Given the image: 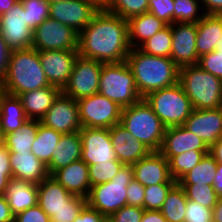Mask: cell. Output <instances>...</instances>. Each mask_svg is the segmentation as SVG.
I'll use <instances>...</instances> for the list:
<instances>
[{
    "instance_id": "cell-32",
    "label": "cell",
    "mask_w": 222,
    "mask_h": 222,
    "mask_svg": "<svg viewBox=\"0 0 222 222\" xmlns=\"http://www.w3.org/2000/svg\"><path fill=\"white\" fill-rule=\"evenodd\" d=\"M61 136L62 133L40 123L35 140L31 146V152L44 164L48 165Z\"/></svg>"
},
{
    "instance_id": "cell-49",
    "label": "cell",
    "mask_w": 222,
    "mask_h": 222,
    "mask_svg": "<svg viewBox=\"0 0 222 222\" xmlns=\"http://www.w3.org/2000/svg\"><path fill=\"white\" fill-rule=\"evenodd\" d=\"M144 192L145 187L133 178L127 187V205L143 208Z\"/></svg>"
},
{
    "instance_id": "cell-62",
    "label": "cell",
    "mask_w": 222,
    "mask_h": 222,
    "mask_svg": "<svg viewBox=\"0 0 222 222\" xmlns=\"http://www.w3.org/2000/svg\"><path fill=\"white\" fill-rule=\"evenodd\" d=\"M215 49H222V32H220L219 47H215Z\"/></svg>"
},
{
    "instance_id": "cell-58",
    "label": "cell",
    "mask_w": 222,
    "mask_h": 222,
    "mask_svg": "<svg viewBox=\"0 0 222 222\" xmlns=\"http://www.w3.org/2000/svg\"><path fill=\"white\" fill-rule=\"evenodd\" d=\"M213 222H222V196L218 197L217 203L213 208Z\"/></svg>"
},
{
    "instance_id": "cell-31",
    "label": "cell",
    "mask_w": 222,
    "mask_h": 222,
    "mask_svg": "<svg viewBox=\"0 0 222 222\" xmlns=\"http://www.w3.org/2000/svg\"><path fill=\"white\" fill-rule=\"evenodd\" d=\"M40 123V120L27 119L20 129L4 135L1 142L9 152H31Z\"/></svg>"
},
{
    "instance_id": "cell-12",
    "label": "cell",
    "mask_w": 222,
    "mask_h": 222,
    "mask_svg": "<svg viewBox=\"0 0 222 222\" xmlns=\"http://www.w3.org/2000/svg\"><path fill=\"white\" fill-rule=\"evenodd\" d=\"M0 33L12 51L32 47L33 30L27 26V17L21 1L0 16Z\"/></svg>"
},
{
    "instance_id": "cell-11",
    "label": "cell",
    "mask_w": 222,
    "mask_h": 222,
    "mask_svg": "<svg viewBox=\"0 0 222 222\" xmlns=\"http://www.w3.org/2000/svg\"><path fill=\"white\" fill-rule=\"evenodd\" d=\"M103 62L77 57L67 85L62 93L78 101L98 93Z\"/></svg>"
},
{
    "instance_id": "cell-23",
    "label": "cell",
    "mask_w": 222,
    "mask_h": 222,
    "mask_svg": "<svg viewBox=\"0 0 222 222\" xmlns=\"http://www.w3.org/2000/svg\"><path fill=\"white\" fill-rule=\"evenodd\" d=\"M68 192L87 198L91 189L88 165L82 160L56 170L51 175Z\"/></svg>"
},
{
    "instance_id": "cell-55",
    "label": "cell",
    "mask_w": 222,
    "mask_h": 222,
    "mask_svg": "<svg viewBox=\"0 0 222 222\" xmlns=\"http://www.w3.org/2000/svg\"><path fill=\"white\" fill-rule=\"evenodd\" d=\"M141 222H167L160 210H144Z\"/></svg>"
},
{
    "instance_id": "cell-17",
    "label": "cell",
    "mask_w": 222,
    "mask_h": 222,
    "mask_svg": "<svg viewBox=\"0 0 222 222\" xmlns=\"http://www.w3.org/2000/svg\"><path fill=\"white\" fill-rule=\"evenodd\" d=\"M170 58L179 67L195 65L199 61L196 50L197 23L171 24Z\"/></svg>"
},
{
    "instance_id": "cell-29",
    "label": "cell",
    "mask_w": 222,
    "mask_h": 222,
    "mask_svg": "<svg viewBox=\"0 0 222 222\" xmlns=\"http://www.w3.org/2000/svg\"><path fill=\"white\" fill-rule=\"evenodd\" d=\"M222 32V15H207L197 23L196 50L198 57L219 47Z\"/></svg>"
},
{
    "instance_id": "cell-36",
    "label": "cell",
    "mask_w": 222,
    "mask_h": 222,
    "mask_svg": "<svg viewBox=\"0 0 222 222\" xmlns=\"http://www.w3.org/2000/svg\"><path fill=\"white\" fill-rule=\"evenodd\" d=\"M172 45L171 25H167L154 36L147 39L138 48L140 51L151 56L170 57Z\"/></svg>"
},
{
    "instance_id": "cell-39",
    "label": "cell",
    "mask_w": 222,
    "mask_h": 222,
    "mask_svg": "<svg viewBox=\"0 0 222 222\" xmlns=\"http://www.w3.org/2000/svg\"><path fill=\"white\" fill-rule=\"evenodd\" d=\"M199 6L198 0H174L173 23H198L205 16Z\"/></svg>"
},
{
    "instance_id": "cell-41",
    "label": "cell",
    "mask_w": 222,
    "mask_h": 222,
    "mask_svg": "<svg viewBox=\"0 0 222 222\" xmlns=\"http://www.w3.org/2000/svg\"><path fill=\"white\" fill-rule=\"evenodd\" d=\"M123 164L120 161H109L89 165V181L92 186L110 181L120 170Z\"/></svg>"
},
{
    "instance_id": "cell-6",
    "label": "cell",
    "mask_w": 222,
    "mask_h": 222,
    "mask_svg": "<svg viewBox=\"0 0 222 222\" xmlns=\"http://www.w3.org/2000/svg\"><path fill=\"white\" fill-rule=\"evenodd\" d=\"M98 93L116 102L122 108L138 103L140 96L134 75L126 61L103 63Z\"/></svg>"
},
{
    "instance_id": "cell-10",
    "label": "cell",
    "mask_w": 222,
    "mask_h": 222,
    "mask_svg": "<svg viewBox=\"0 0 222 222\" xmlns=\"http://www.w3.org/2000/svg\"><path fill=\"white\" fill-rule=\"evenodd\" d=\"M32 48L37 51H78V33L70 26L48 17L33 30Z\"/></svg>"
},
{
    "instance_id": "cell-63",
    "label": "cell",
    "mask_w": 222,
    "mask_h": 222,
    "mask_svg": "<svg viewBox=\"0 0 222 222\" xmlns=\"http://www.w3.org/2000/svg\"><path fill=\"white\" fill-rule=\"evenodd\" d=\"M46 2H48L49 4H52L54 2H59V1H62V0H45Z\"/></svg>"
},
{
    "instance_id": "cell-44",
    "label": "cell",
    "mask_w": 222,
    "mask_h": 222,
    "mask_svg": "<svg viewBox=\"0 0 222 222\" xmlns=\"http://www.w3.org/2000/svg\"><path fill=\"white\" fill-rule=\"evenodd\" d=\"M184 222H213V209L187 199Z\"/></svg>"
},
{
    "instance_id": "cell-8",
    "label": "cell",
    "mask_w": 222,
    "mask_h": 222,
    "mask_svg": "<svg viewBox=\"0 0 222 222\" xmlns=\"http://www.w3.org/2000/svg\"><path fill=\"white\" fill-rule=\"evenodd\" d=\"M133 178L132 165H123L110 181L91 187L87 204L108 218L127 205V187Z\"/></svg>"
},
{
    "instance_id": "cell-40",
    "label": "cell",
    "mask_w": 222,
    "mask_h": 222,
    "mask_svg": "<svg viewBox=\"0 0 222 222\" xmlns=\"http://www.w3.org/2000/svg\"><path fill=\"white\" fill-rule=\"evenodd\" d=\"M27 17V26L34 30L42 24L50 13V4L45 0H20Z\"/></svg>"
},
{
    "instance_id": "cell-7",
    "label": "cell",
    "mask_w": 222,
    "mask_h": 222,
    "mask_svg": "<svg viewBox=\"0 0 222 222\" xmlns=\"http://www.w3.org/2000/svg\"><path fill=\"white\" fill-rule=\"evenodd\" d=\"M143 99L166 128L184 125L193 111L191 101L179 82L154 91Z\"/></svg>"
},
{
    "instance_id": "cell-18",
    "label": "cell",
    "mask_w": 222,
    "mask_h": 222,
    "mask_svg": "<svg viewBox=\"0 0 222 222\" xmlns=\"http://www.w3.org/2000/svg\"><path fill=\"white\" fill-rule=\"evenodd\" d=\"M183 126L210 147L222 137V107L193 109Z\"/></svg>"
},
{
    "instance_id": "cell-22",
    "label": "cell",
    "mask_w": 222,
    "mask_h": 222,
    "mask_svg": "<svg viewBox=\"0 0 222 222\" xmlns=\"http://www.w3.org/2000/svg\"><path fill=\"white\" fill-rule=\"evenodd\" d=\"M10 167L13 178L36 185L50 176L47 165L32 152H10Z\"/></svg>"
},
{
    "instance_id": "cell-60",
    "label": "cell",
    "mask_w": 222,
    "mask_h": 222,
    "mask_svg": "<svg viewBox=\"0 0 222 222\" xmlns=\"http://www.w3.org/2000/svg\"><path fill=\"white\" fill-rule=\"evenodd\" d=\"M93 4L98 10H106L109 6L110 0H85Z\"/></svg>"
},
{
    "instance_id": "cell-46",
    "label": "cell",
    "mask_w": 222,
    "mask_h": 222,
    "mask_svg": "<svg viewBox=\"0 0 222 222\" xmlns=\"http://www.w3.org/2000/svg\"><path fill=\"white\" fill-rule=\"evenodd\" d=\"M148 12L167 25L173 24L174 0H149Z\"/></svg>"
},
{
    "instance_id": "cell-20",
    "label": "cell",
    "mask_w": 222,
    "mask_h": 222,
    "mask_svg": "<svg viewBox=\"0 0 222 222\" xmlns=\"http://www.w3.org/2000/svg\"><path fill=\"white\" fill-rule=\"evenodd\" d=\"M109 131L116 158L123 165H133L151 152L145 144L135 139L120 123L113 125Z\"/></svg>"
},
{
    "instance_id": "cell-27",
    "label": "cell",
    "mask_w": 222,
    "mask_h": 222,
    "mask_svg": "<svg viewBox=\"0 0 222 222\" xmlns=\"http://www.w3.org/2000/svg\"><path fill=\"white\" fill-rule=\"evenodd\" d=\"M82 139L79 132L62 134L56 145L51 161L47 165L50 176L72 162L81 159Z\"/></svg>"
},
{
    "instance_id": "cell-24",
    "label": "cell",
    "mask_w": 222,
    "mask_h": 222,
    "mask_svg": "<svg viewBox=\"0 0 222 222\" xmlns=\"http://www.w3.org/2000/svg\"><path fill=\"white\" fill-rule=\"evenodd\" d=\"M61 93L60 88L49 85L22 93L18 97L27 118L40 120Z\"/></svg>"
},
{
    "instance_id": "cell-38",
    "label": "cell",
    "mask_w": 222,
    "mask_h": 222,
    "mask_svg": "<svg viewBox=\"0 0 222 222\" xmlns=\"http://www.w3.org/2000/svg\"><path fill=\"white\" fill-rule=\"evenodd\" d=\"M149 0H110L107 11L123 19L148 12Z\"/></svg>"
},
{
    "instance_id": "cell-33",
    "label": "cell",
    "mask_w": 222,
    "mask_h": 222,
    "mask_svg": "<svg viewBox=\"0 0 222 222\" xmlns=\"http://www.w3.org/2000/svg\"><path fill=\"white\" fill-rule=\"evenodd\" d=\"M187 197L184 189L177 183L168 193L161 213L167 222H184Z\"/></svg>"
},
{
    "instance_id": "cell-9",
    "label": "cell",
    "mask_w": 222,
    "mask_h": 222,
    "mask_svg": "<svg viewBox=\"0 0 222 222\" xmlns=\"http://www.w3.org/2000/svg\"><path fill=\"white\" fill-rule=\"evenodd\" d=\"M81 127L106 128L120 123L122 107L97 93L77 101Z\"/></svg>"
},
{
    "instance_id": "cell-52",
    "label": "cell",
    "mask_w": 222,
    "mask_h": 222,
    "mask_svg": "<svg viewBox=\"0 0 222 222\" xmlns=\"http://www.w3.org/2000/svg\"><path fill=\"white\" fill-rule=\"evenodd\" d=\"M0 174L6 175L9 179L13 177L10 167V152L2 142H0Z\"/></svg>"
},
{
    "instance_id": "cell-26",
    "label": "cell",
    "mask_w": 222,
    "mask_h": 222,
    "mask_svg": "<svg viewBox=\"0 0 222 222\" xmlns=\"http://www.w3.org/2000/svg\"><path fill=\"white\" fill-rule=\"evenodd\" d=\"M4 196L14 216L38 204L37 185L13 177L9 180Z\"/></svg>"
},
{
    "instance_id": "cell-2",
    "label": "cell",
    "mask_w": 222,
    "mask_h": 222,
    "mask_svg": "<svg viewBox=\"0 0 222 222\" xmlns=\"http://www.w3.org/2000/svg\"><path fill=\"white\" fill-rule=\"evenodd\" d=\"M142 99L148 94L179 82L180 68L170 57L151 56L132 48L126 57Z\"/></svg>"
},
{
    "instance_id": "cell-42",
    "label": "cell",
    "mask_w": 222,
    "mask_h": 222,
    "mask_svg": "<svg viewBox=\"0 0 222 222\" xmlns=\"http://www.w3.org/2000/svg\"><path fill=\"white\" fill-rule=\"evenodd\" d=\"M177 183H162L145 187L143 208L145 210H161L169 191Z\"/></svg>"
},
{
    "instance_id": "cell-4",
    "label": "cell",
    "mask_w": 222,
    "mask_h": 222,
    "mask_svg": "<svg viewBox=\"0 0 222 222\" xmlns=\"http://www.w3.org/2000/svg\"><path fill=\"white\" fill-rule=\"evenodd\" d=\"M179 83L189 97L193 109L222 107L221 79L197 64L180 68Z\"/></svg>"
},
{
    "instance_id": "cell-37",
    "label": "cell",
    "mask_w": 222,
    "mask_h": 222,
    "mask_svg": "<svg viewBox=\"0 0 222 222\" xmlns=\"http://www.w3.org/2000/svg\"><path fill=\"white\" fill-rule=\"evenodd\" d=\"M185 191L187 199L198 202L205 207L213 209L217 203L218 195L213 185L208 184H179Z\"/></svg>"
},
{
    "instance_id": "cell-28",
    "label": "cell",
    "mask_w": 222,
    "mask_h": 222,
    "mask_svg": "<svg viewBox=\"0 0 222 222\" xmlns=\"http://www.w3.org/2000/svg\"><path fill=\"white\" fill-rule=\"evenodd\" d=\"M27 119L19 97L0 90V137L20 129Z\"/></svg>"
},
{
    "instance_id": "cell-56",
    "label": "cell",
    "mask_w": 222,
    "mask_h": 222,
    "mask_svg": "<svg viewBox=\"0 0 222 222\" xmlns=\"http://www.w3.org/2000/svg\"><path fill=\"white\" fill-rule=\"evenodd\" d=\"M209 153L219 164H222V137L209 147Z\"/></svg>"
},
{
    "instance_id": "cell-48",
    "label": "cell",
    "mask_w": 222,
    "mask_h": 222,
    "mask_svg": "<svg viewBox=\"0 0 222 222\" xmlns=\"http://www.w3.org/2000/svg\"><path fill=\"white\" fill-rule=\"evenodd\" d=\"M14 222H50V217L37 204L15 215Z\"/></svg>"
},
{
    "instance_id": "cell-5",
    "label": "cell",
    "mask_w": 222,
    "mask_h": 222,
    "mask_svg": "<svg viewBox=\"0 0 222 222\" xmlns=\"http://www.w3.org/2000/svg\"><path fill=\"white\" fill-rule=\"evenodd\" d=\"M120 124L151 151H160L166 127L144 99L122 108Z\"/></svg>"
},
{
    "instance_id": "cell-35",
    "label": "cell",
    "mask_w": 222,
    "mask_h": 222,
    "mask_svg": "<svg viewBox=\"0 0 222 222\" xmlns=\"http://www.w3.org/2000/svg\"><path fill=\"white\" fill-rule=\"evenodd\" d=\"M209 150H188L168 160L171 177L178 182L186 173L197 165Z\"/></svg>"
},
{
    "instance_id": "cell-19",
    "label": "cell",
    "mask_w": 222,
    "mask_h": 222,
    "mask_svg": "<svg viewBox=\"0 0 222 222\" xmlns=\"http://www.w3.org/2000/svg\"><path fill=\"white\" fill-rule=\"evenodd\" d=\"M132 167L134 178L144 187L162 183H177L170 175L168 160L159 151H151Z\"/></svg>"
},
{
    "instance_id": "cell-34",
    "label": "cell",
    "mask_w": 222,
    "mask_h": 222,
    "mask_svg": "<svg viewBox=\"0 0 222 222\" xmlns=\"http://www.w3.org/2000/svg\"><path fill=\"white\" fill-rule=\"evenodd\" d=\"M217 162L210 153L205 154L201 161L186 173L178 184H208L213 185Z\"/></svg>"
},
{
    "instance_id": "cell-53",
    "label": "cell",
    "mask_w": 222,
    "mask_h": 222,
    "mask_svg": "<svg viewBox=\"0 0 222 222\" xmlns=\"http://www.w3.org/2000/svg\"><path fill=\"white\" fill-rule=\"evenodd\" d=\"M207 15H222V0H199ZM204 4V6H203Z\"/></svg>"
},
{
    "instance_id": "cell-54",
    "label": "cell",
    "mask_w": 222,
    "mask_h": 222,
    "mask_svg": "<svg viewBox=\"0 0 222 222\" xmlns=\"http://www.w3.org/2000/svg\"><path fill=\"white\" fill-rule=\"evenodd\" d=\"M0 222H14V215L4 195L0 196Z\"/></svg>"
},
{
    "instance_id": "cell-21",
    "label": "cell",
    "mask_w": 222,
    "mask_h": 222,
    "mask_svg": "<svg viewBox=\"0 0 222 222\" xmlns=\"http://www.w3.org/2000/svg\"><path fill=\"white\" fill-rule=\"evenodd\" d=\"M188 150H209L207 144L183 125L165 129L160 153L169 160Z\"/></svg>"
},
{
    "instance_id": "cell-25",
    "label": "cell",
    "mask_w": 222,
    "mask_h": 222,
    "mask_svg": "<svg viewBox=\"0 0 222 222\" xmlns=\"http://www.w3.org/2000/svg\"><path fill=\"white\" fill-rule=\"evenodd\" d=\"M38 205L51 217L54 212L68 206V201L75 195L68 192L52 176L47 177L38 185Z\"/></svg>"
},
{
    "instance_id": "cell-1",
    "label": "cell",
    "mask_w": 222,
    "mask_h": 222,
    "mask_svg": "<svg viewBox=\"0 0 222 222\" xmlns=\"http://www.w3.org/2000/svg\"><path fill=\"white\" fill-rule=\"evenodd\" d=\"M131 49L128 21L107 10H99L78 34V53L84 58L120 63Z\"/></svg>"
},
{
    "instance_id": "cell-13",
    "label": "cell",
    "mask_w": 222,
    "mask_h": 222,
    "mask_svg": "<svg viewBox=\"0 0 222 222\" xmlns=\"http://www.w3.org/2000/svg\"><path fill=\"white\" fill-rule=\"evenodd\" d=\"M40 122L62 134L79 132L82 127L77 101L61 93Z\"/></svg>"
},
{
    "instance_id": "cell-15",
    "label": "cell",
    "mask_w": 222,
    "mask_h": 222,
    "mask_svg": "<svg viewBox=\"0 0 222 222\" xmlns=\"http://www.w3.org/2000/svg\"><path fill=\"white\" fill-rule=\"evenodd\" d=\"M38 54L49 84L63 90L79 56L78 51L45 50L38 51Z\"/></svg>"
},
{
    "instance_id": "cell-14",
    "label": "cell",
    "mask_w": 222,
    "mask_h": 222,
    "mask_svg": "<svg viewBox=\"0 0 222 222\" xmlns=\"http://www.w3.org/2000/svg\"><path fill=\"white\" fill-rule=\"evenodd\" d=\"M79 133L82 139L81 159L88 166L118 161L111 144L109 129L82 127Z\"/></svg>"
},
{
    "instance_id": "cell-50",
    "label": "cell",
    "mask_w": 222,
    "mask_h": 222,
    "mask_svg": "<svg viewBox=\"0 0 222 222\" xmlns=\"http://www.w3.org/2000/svg\"><path fill=\"white\" fill-rule=\"evenodd\" d=\"M73 222H108V218L86 204Z\"/></svg>"
},
{
    "instance_id": "cell-59",
    "label": "cell",
    "mask_w": 222,
    "mask_h": 222,
    "mask_svg": "<svg viewBox=\"0 0 222 222\" xmlns=\"http://www.w3.org/2000/svg\"><path fill=\"white\" fill-rule=\"evenodd\" d=\"M20 0H0V16L9 11Z\"/></svg>"
},
{
    "instance_id": "cell-43",
    "label": "cell",
    "mask_w": 222,
    "mask_h": 222,
    "mask_svg": "<svg viewBox=\"0 0 222 222\" xmlns=\"http://www.w3.org/2000/svg\"><path fill=\"white\" fill-rule=\"evenodd\" d=\"M86 204L85 197L75 195L68 201V206L54 212L50 222H73Z\"/></svg>"
},
{
    "instance_id": "cell-51",
    "label": "cell",
    "mask_w": 222,
    "mask_h": 222,
    "mask_svg": "<svg viewBox=\"0 0 222 222\" xmlns=\"http://www.w3.org/2000/svg\"><path fill=\"white\" fill-rule=\"evenodd\" d=\"M11 54L12 50L8 47V44L0 33V84L7 74Z\"/></svg>"
},
{
    "instance_id": "cell-57",
    "label": "cell",
    "mask_w": 222,
    "mask_h": 222,
    "mask_svg": "<svg viewBox=\"0 0 222 222\" xmlns=\"http://www.w3.org/2000/svg\"><path fill=\"white\" fill-rule=\"evenodd\" d=\"M213 188L218 197L222 196V164L217 163L215 178L213 180Z\"/></svg>"
},
{
    "instance_id": "cell-16",
    "label": "cell",
    "mask_w": 222,
    "mask_h": 222,
    "mask_svg": "<svg viewBox=\"0 0 222 222\" xmlns=\"http://www.w3.org/2000/svg\"><path fill=\"white\" fill-rule=\"evenodd\" d=\"M99 10L85 0H62L50 4L49 17L70 26L78 34Z\"/></svg>"
},
{
    "instance_id": "cell-45",
    "label": "cell",
    "mask_w": 222,
    "mask_h": 222,
    "mask_svg": "<svg viewBox=\"0 0 222 222\" xmlns=\"http://www.w3.org/2000/svg\"><path fill=\"white\" fill-rule=\"evenodd\" d=\"M197 65L222 80V49H215L199 57Z\"/></svg>"
},
{
    "instance_id": "cell-3",
    "label": "cell",
    "mask_w": 222,
    "mask_h": 222,
    "mask_svg": "<svg viewBox=\"0 0 222 222\" xmlns=\"http://www.w3.org/2000/svg\"><path fill=\"white\" fill-rule=\"evenodd\" d=\"M49 85L36 49L31 47L12 51L7 74L0 84V90L19 96Z\"/></svg>"
},
{
    "instance_id": "cell-61",
    "label": "cell",
    "mask_w": 222,
    "mask_h": 222,
    "mask_svg": "<svg viewBox=\"0 0 222 222\" xmlns=\"http://www.w3.org/2000/svg\"><path fill=\"white\" fill-rule=\"evenodd\" d=\"M9 180L10 179L6 175L0 174V196H3L5 194Z\"/></svg>"
},
{
    "instance_id": "cell-30",
    "label": "cell",
    "mask_w": 222,
    "mask_h": 222,
    "mask_svg": "<svg viewBox=\"0 0 222 222\" xmlns=\"http://www.w3.org/2000/svg\"><path fill=\"white\" fill-rule=\"evenodd\" d=\"M127 21L131 48H139V45L167 26L165 22L150 12L133 16Z\"/></svg>"
},
{
    "instance_id": "cell-47",
    "label": "cell",
    "mask_w": 222,
    "mask_h": 222,
    "mask_svg": "<svg viewBox=\"0 0 222 222\" xmlns=\"http://www.w3.org/2000/svg\"><path fill=\"white\" fill-rule=\"evenodd\" d=\"M144 208L125 205L108 217V222H141Z\"/></svg>"
}]
</instances>
